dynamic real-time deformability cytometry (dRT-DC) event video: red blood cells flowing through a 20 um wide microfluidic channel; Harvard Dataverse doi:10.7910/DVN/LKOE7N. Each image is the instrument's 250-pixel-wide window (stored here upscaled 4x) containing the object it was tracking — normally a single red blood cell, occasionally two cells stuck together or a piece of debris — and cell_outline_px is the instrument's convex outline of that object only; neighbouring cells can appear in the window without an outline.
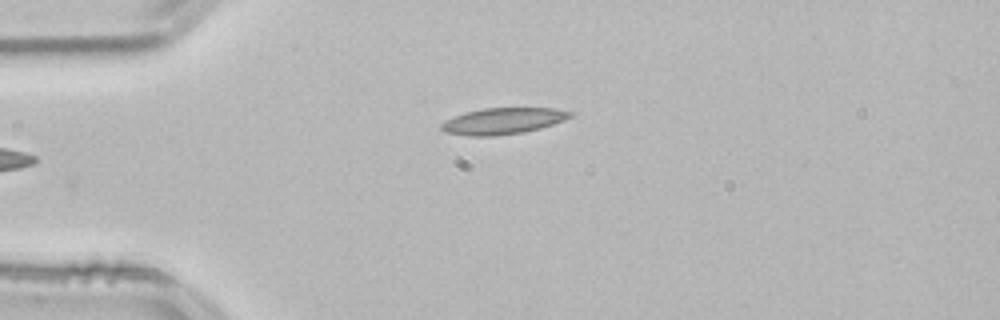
{"species": "common noctule bat (a hibernating species)", "species_latin": "Nyctalus noctula", "temperature_condition": "room temperature", "stored_images_in_passage": 25, "camera_frame_rate_fps": 3000, "um_per_image_px": 0.085, "animal": {"sex": "male", "body_mass_g": 21.5, "forearm_length_mm": 52.0}, "frame": {"image": 1, "passage_image": 1, "time_ms": 0.0, "image_size_px": [1000, 320], "cell_outline_px": [[576, 112], [572, 116], [564, 120], [540, 128], [524, 132], [496, 136], [468, 136], [444, 132], [440, 128], [440, 124], [444, 120], [464, 112], [484, 108], [556, 108]], "centroid_in_image_um": [42.74, 10.28], "position_along_channel_um": 42.3, "area_um2": 20.0}}